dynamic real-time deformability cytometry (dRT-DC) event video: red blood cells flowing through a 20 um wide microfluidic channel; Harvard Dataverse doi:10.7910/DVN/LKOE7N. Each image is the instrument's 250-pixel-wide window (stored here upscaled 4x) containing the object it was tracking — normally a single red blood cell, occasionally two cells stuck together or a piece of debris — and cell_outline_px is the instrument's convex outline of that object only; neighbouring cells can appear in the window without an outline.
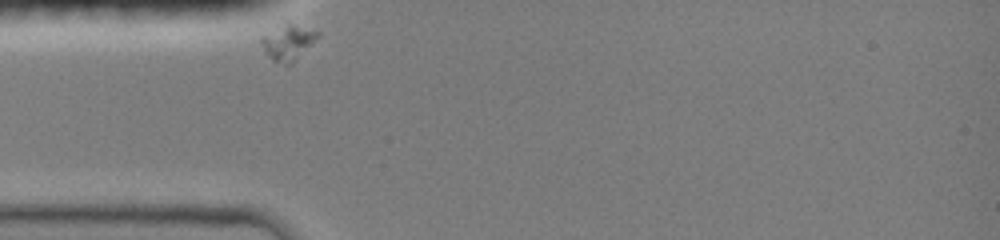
{"species": "common noctule bat (a hibernating species)", "species_latin": "Nyctalus noctula", "temperature_condition": "room temperature", "stored_images_in_passage": 2, "camera_frame_rate_fps": 3000, "um_per_image_px": 0.085, "animal": {"sex": "female", "body_mass_g": 19.0, "forearm_length_mm": 51.5}, "frame": {"image": 1, "passage_image": 1, "time_ms": 0.0, "image_size_px": [1000, 240], "cell_outline_px": [[320, 32], [292, 64], [284, 64], [272, 60], [264, 52], [260, 40], [260, 36], [284, 16]], "centroid_in_image_um": [24.39, 3.43], "position_along_channel_um": 60.6, "area_um2": 12.6}}